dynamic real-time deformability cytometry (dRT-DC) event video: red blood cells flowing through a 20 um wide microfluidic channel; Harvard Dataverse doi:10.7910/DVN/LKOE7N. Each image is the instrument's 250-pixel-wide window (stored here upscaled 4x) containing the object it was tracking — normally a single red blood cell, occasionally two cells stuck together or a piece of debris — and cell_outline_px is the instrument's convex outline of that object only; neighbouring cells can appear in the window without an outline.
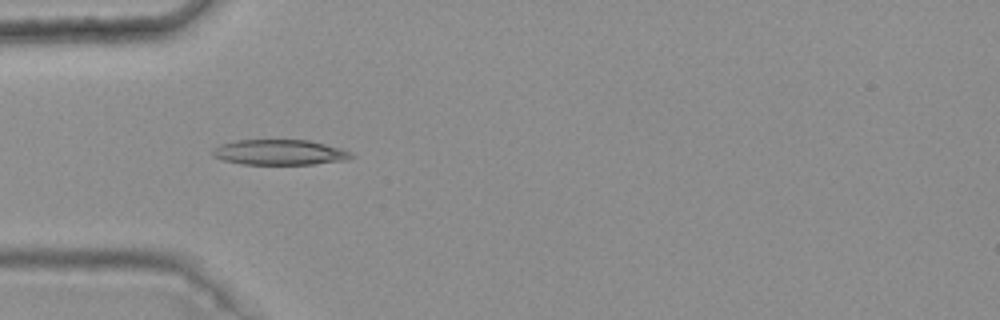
{"species": "common noctule bat (a hibernating species)", "species_latin": "Nyctalus noctula", "temperature_condition": "warm", "stored_images_in_passage": 7, "camera_frame_rate_fps": 3000, "um_per_image_px": 0.085, "animal": {"sex": "female", "body_mass_g": 25.1}, "frame": {"image": 1, "passage_image": 4, "time_ms": 1.0, "image_size_px": [1000, 320], "cell_outline_px": [[356, 156], [344, 160], [312, 164], [240, 164], [224, 160], [212, 156], [212, 148], [220, 144], [236, 140], [308, 140], [340, 148], [352, 152]], "centroid_in_image_um": [23.74, 12.94], "position_along_channel_um": 61.3, "area_um2": 20.46}}
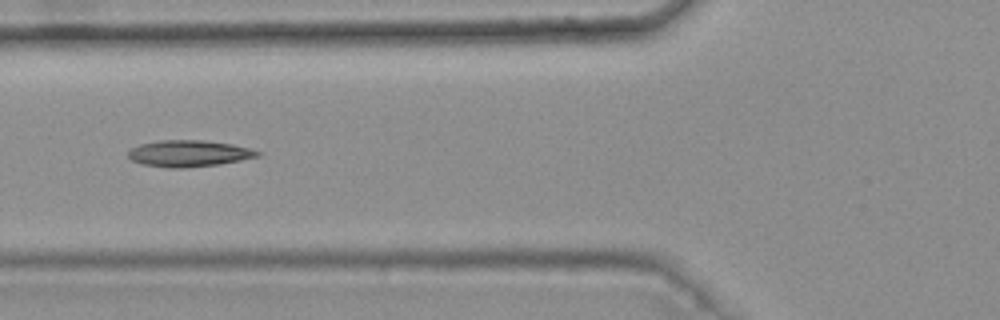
{"frame": {"image": 2, "passage_image": 5, "time_ms": 1.333, "image_size_px": [1000, 320], "cell_outline_px": [[260, 156], [220, 164], [184, 168], [168, 168], [144, 164], [132, 160], [128, 156], [128, 152], [132, 148], [140, 144], [160, 140], [204, 140], [232, 144], [248, 148], [260, 152]], "centroid_in_image_um": [16.05, 13.04], "position_along_channel_um": 109.8, "area_um2": 19.83}}
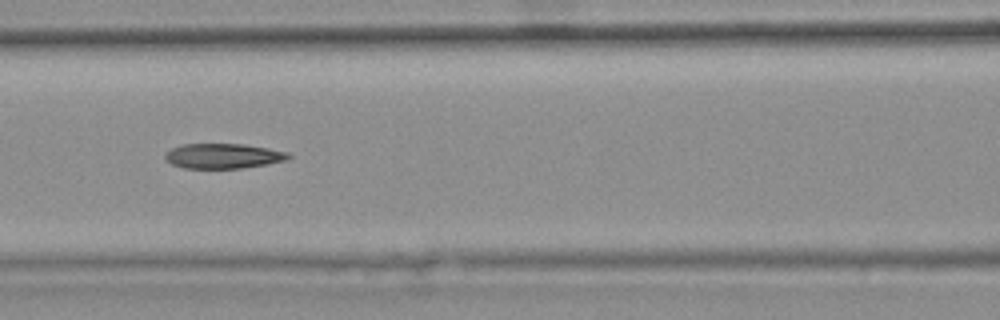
{"frame": {"image": 3, "passage_image": 6, "time_ms": 1.667, "image_size_px": [1000, 320], "cell_outline_px": [[292, 156], [288, 160], [268, 164], [244, 168], [184, 168], [172, 164], [164, 160], [164, 152], [180, 144], [244, 144], [268, 148], [288, 152]], "centroid_in_image_um": [18.96, 13.26], "position_along_channel_um": 147.6, "area_um2": 18.21}}